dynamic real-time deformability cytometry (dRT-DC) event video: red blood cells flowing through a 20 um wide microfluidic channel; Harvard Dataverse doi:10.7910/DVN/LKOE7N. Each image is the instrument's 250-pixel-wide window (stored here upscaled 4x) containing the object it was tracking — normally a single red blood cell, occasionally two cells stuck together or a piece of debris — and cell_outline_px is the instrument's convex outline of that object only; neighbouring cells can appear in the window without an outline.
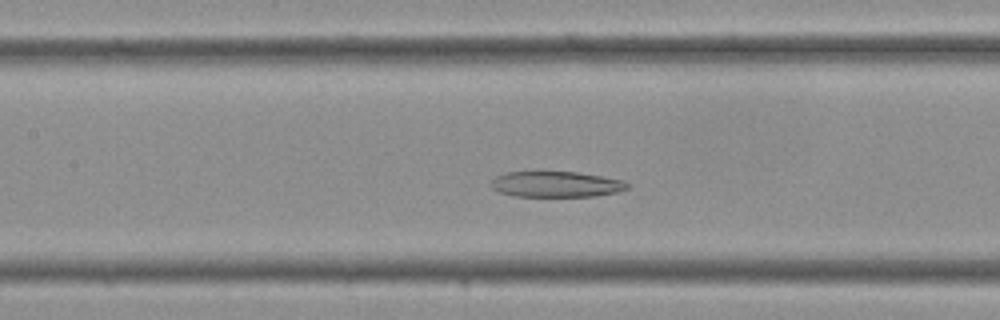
{"species": "Egyptian fruit bat (a non-hibernating species)", "species_latin": "Rousettus aegyptiacus", "temperature_condition": "cold", "stored_images_in_passage": 30, "camera_frame_rate_fps": 3000, "um_per_image_px": 0.085, "frame": {"image": 1, "passage_image": 10, "time_ms": 3.0, "image_size_px": [1000, 320], "cell_outline_px": [[628, 188], [616, 192], [596, 196], [516, 196], [500, 192], [492, 188], [492, 180], [496, 176], [504, 172], [536, 168], [576, 172], [624, 180], [628, 184]], "centroid_in_image_um": [47.2, 15.6], "position_along_channel_um": 160.2, "area_um2": 21.27}}
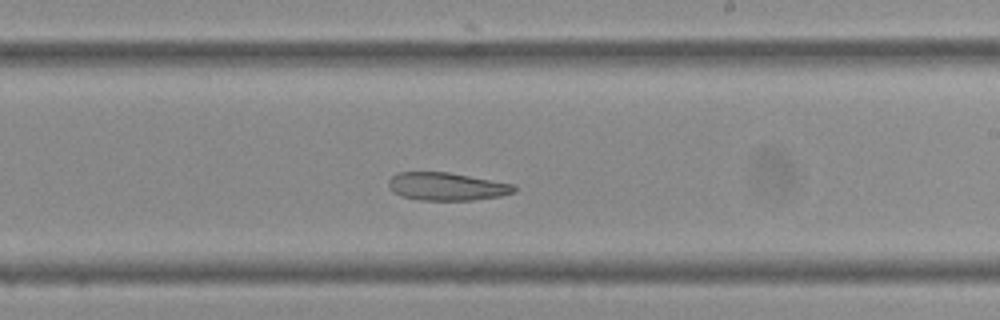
{"frame": {"image": 2, "passage_image": 15, "time_ms": 4.667, "image_size_px": [1000, 320], "cell_outline_px": [[516, 192], [500, 196], [472, 200], [420, 200], [400, 196], [392, 192], [388, 188], [388, 180], [396, 172], [448, 172], [516, 184]], "centroid_in_image_um": [37.96, 15.85], "position_along_channel_um": 251.0, "area_um2": 20.69}}
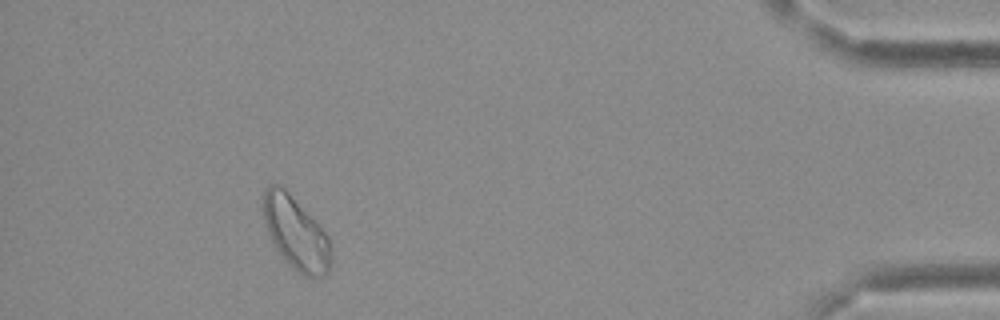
{"frame": {"image": 3, "passage_image": 27, "time_ms": 8.667, "image_size_px": [1000, 320], "cell_outline_px": [[332, 244], [328, 272], [324, 276], [304, 276], [272, 244], [264, 220], [260, 204], [264, 192], [268, 184], [280, 184], [288, 192], [328, 236]], "centroid_in_image_um": [25.11, 19.76], "position_along_channel_um": 410.1, "area_um2": 28.15}}